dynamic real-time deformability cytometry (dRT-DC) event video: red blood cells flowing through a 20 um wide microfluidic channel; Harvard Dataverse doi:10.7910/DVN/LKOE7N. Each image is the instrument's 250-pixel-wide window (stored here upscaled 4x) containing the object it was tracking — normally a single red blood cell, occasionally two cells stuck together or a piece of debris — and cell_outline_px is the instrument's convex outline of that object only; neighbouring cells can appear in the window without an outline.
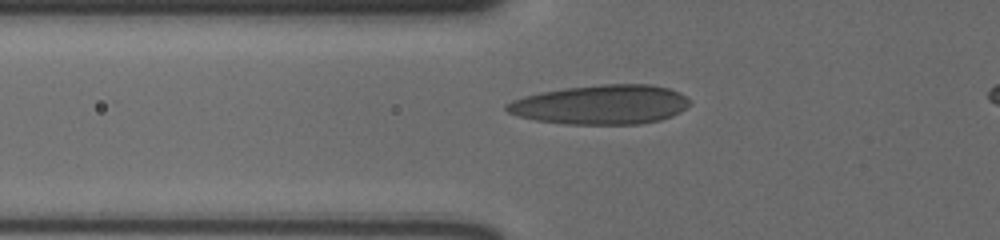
{"species": "human", "species_latin": "Homo sapiens", "temperature_condition": "cold", "stored_images_in_passage": 38, "camera_frame_rate_fps": 3000, "um_per_image_px": 0.085, "donor": {"sex": "male"}, "frame": {"image": 1, "passage_image": 2, "time_ms": 0.333, "image_size_px": [1000, 240], "cell_outline_px": [[692, 104], [680, 112], [672, 116], [660, 120], [640, 124], [564, 124], [536, 120], [520, 116], [508, 112], [504, 108], [504, 104], [512, 100], [524, 96], [540, 92], [564, 88], [600, 84], [652, 84], [668, 88], [680, 92], [692, 100]], "centroid_in_image_um": [51.12, 8.88], "position_along_channel_um": 74.7, "area_um2": 42.43}}
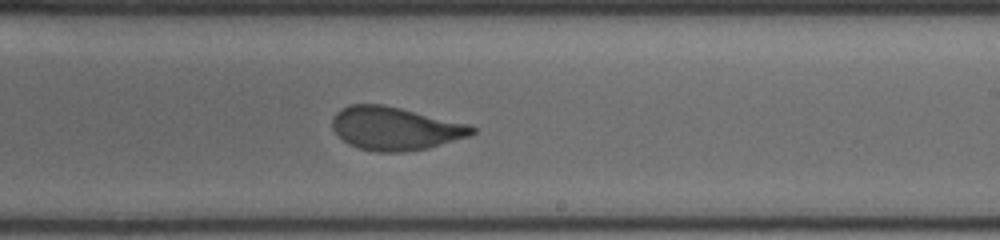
{"frame": {"image": 2, "passage_image": 17, "time_ms": 5.333, "image_size_px": [1000, 240], "cell_outline_px": [[476, 132], [472, 136], [428, 148], [400, 152], [376, 152], [360, 148], [348, 144], [332, 128], [332, 116], [340, 108], [348, 104], [384, 104], [472, 124], [476, 128]], "centroid_in_image_um": [33.63, 10.9], "position_along_channel_um": 255.4, "area_um2": 35.66}}
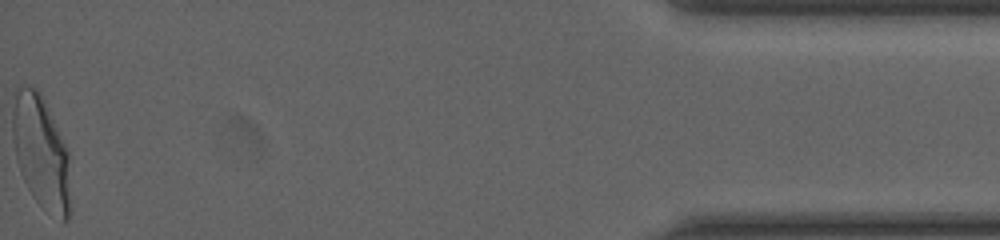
{"frame": {"image": 3, "passage_image": 38, "time_ms": 12.333, "image_size_px": [1000, 240], "cell_outline_px": [[72, 212], [68, 220], [64, 220], [44, 208], [32, 196], [20, 172], [16, 160], [12, 140], [12, 88], [24, 84], [36, 88], [40, 92], [44, 100], [68, 152], [72, 204]], "centroid_in_image_um": [3.47, 12.91], "position_along_channel_um": 431.7, "area_um2": 38.84}, "authors_computed_cell_mechanics": {"area_um2": 35.6915, "velocity_mm_per_s": 3.5987, "shape_relaxation_time_tau1_ms": 4.8645, "shape_relaxation_time_tau2_ms": null, "deformation_change_tau1": 0.1746, "deformation_change_tau2": null}}